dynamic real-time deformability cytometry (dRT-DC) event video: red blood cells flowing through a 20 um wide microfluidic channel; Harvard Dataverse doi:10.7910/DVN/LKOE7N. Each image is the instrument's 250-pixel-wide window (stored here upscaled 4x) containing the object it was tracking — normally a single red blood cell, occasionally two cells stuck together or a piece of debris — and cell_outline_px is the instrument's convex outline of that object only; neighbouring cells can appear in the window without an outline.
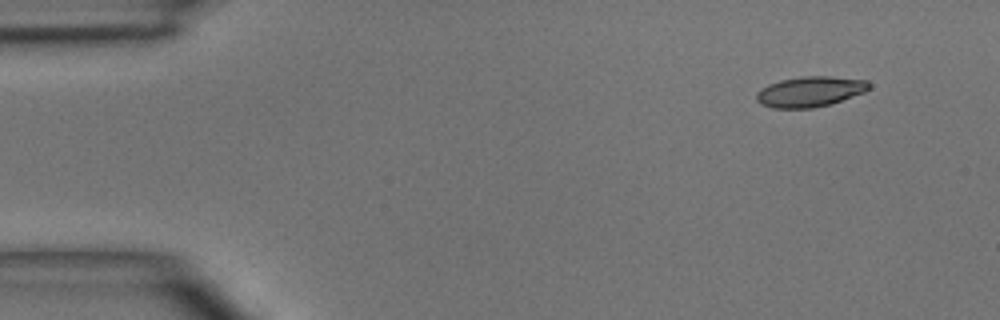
{"species": "common noctule bat (a hibernating species)", "species_latin": "Nyctalus noctula", "temperature_condition": "room temperature", "stored_images_in_passage": 3, "camera_frame_rate_fps": 3000, "um_per_image_px": 0.085, "animal": {"sex": "male", "body_mass_g": 15.6}, "frame": {"image": 1, "passage_image": 3, "time_ms": 2.333, "image_size_px": [1000, 320], "cell_outline_px": [[872, 88], [864, 92], [828, 104], [812, 108], [772, 108], [760, 104], [756, 100], [756, 92], [760, 88], [768, 84], [780, 80], [800, 76], [832, 76], [868, 80], [872, 84]], "centroid_in_image_um": [68.84, 7.77], "position_along_channel_um": 16.2, "area_um2": 20.11}}